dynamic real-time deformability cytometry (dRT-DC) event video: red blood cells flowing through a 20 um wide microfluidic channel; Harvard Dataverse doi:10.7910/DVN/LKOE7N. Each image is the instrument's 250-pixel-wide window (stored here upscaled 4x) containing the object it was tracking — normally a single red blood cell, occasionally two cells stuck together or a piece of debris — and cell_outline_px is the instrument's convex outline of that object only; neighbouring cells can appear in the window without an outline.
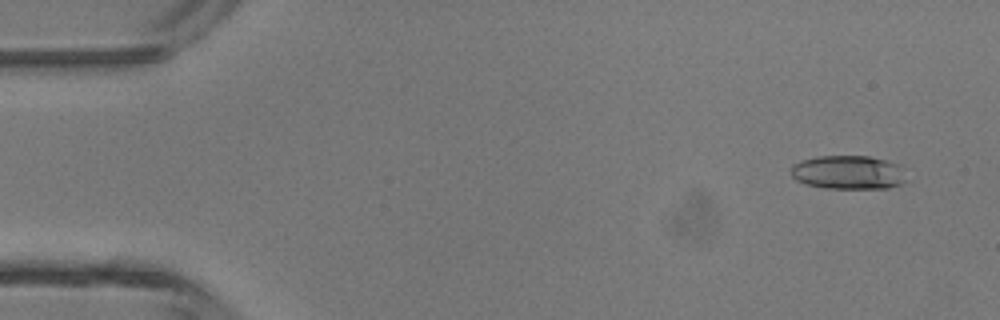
{"species": "common noctule bat (a hibernating species)", "species_latin": "Nyctalus noctula", "temperature_condition": "room temperature", "stored_images_in_passage": 4, "camera_frame_rate_fps": 3000, "um_per_image_px": 0.085, "animal": {"sex": "male", "body_mass_g": 13.3}, "frame": {"image": 1, "passage_image": 1, "time_ms": 0.0, "image_size_px": [1000, 320], "cell_outline_px": [[904, 184], [888, 188], [824, 188], [808, 184], [796, 180], [792, 176], [792, 164], [800, 160], [816, 156], [868, 156], [888, 160], [904, 164]], "centroid_in_image_um": [72.16, 14.64], "position_along_channel_um": 12.8, "area_um2": 23.06}}